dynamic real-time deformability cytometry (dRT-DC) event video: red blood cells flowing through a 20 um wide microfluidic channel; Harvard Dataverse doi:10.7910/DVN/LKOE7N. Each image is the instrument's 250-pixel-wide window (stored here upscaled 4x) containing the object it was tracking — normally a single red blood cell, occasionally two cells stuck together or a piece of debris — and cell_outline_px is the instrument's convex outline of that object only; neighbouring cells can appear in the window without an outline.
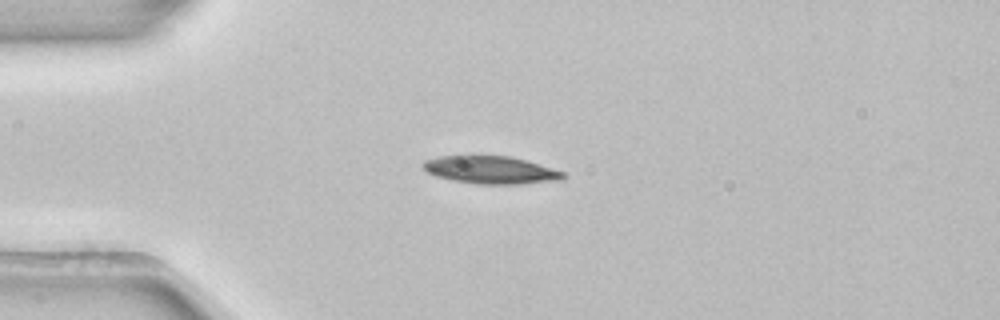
{"species": "common noctule bat (a hibernating species)", "species_latin": "Nyctalus noctula", "temperature_condition": "room temperature", "stored_images_in_passage": 4, "camera_frame_rate_fps": 3000, "um_per_image_px": 0.085, "animal": {"sex": "female", "body_mass_g": 22.7, "forearm_length_mm": 54.2}, "frame": {"image": 1, "passage_image": 2, "time_ms": 0.333, "image_size_px": [1000, 320], "cell_outline_px": [[564, 176], [560, 180], [520, 184], [476, 184], [452, 180], [436, 176], [428, 172], [424, 168], [424, 160], [440, 156], [512, 156], [564, 172]], "centroid_in_image_um": [41.7, 14.45], "position_along_channel_um": 43.3, "area_um2": 22.31}}